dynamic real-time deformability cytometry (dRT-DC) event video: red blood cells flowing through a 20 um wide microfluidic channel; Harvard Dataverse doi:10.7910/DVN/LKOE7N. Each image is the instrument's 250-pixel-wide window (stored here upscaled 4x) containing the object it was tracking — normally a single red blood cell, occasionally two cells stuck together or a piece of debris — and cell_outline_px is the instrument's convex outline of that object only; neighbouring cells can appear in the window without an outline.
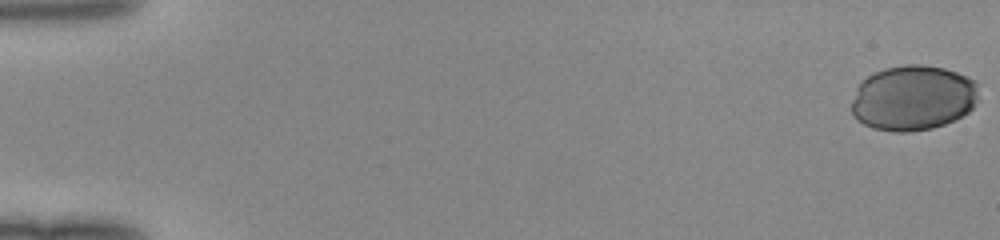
{"species": "human", "species_latin": "Homo sapiens", "temperature_condition": "room temperature", "stored_images_in_passage": 50, "camera_frame_rate_fps": 3000, "um_per_image_px": 0.085, "donor": {"sex": "female"}, "frame": {"image": 1, "passage_image": 1, "time_ms": 0.0, "image_size_px": [1000, 240], "cell_outline_px": [[980, 100], [968, 112], [944, 124], [932, 128], [908, 132], [892, 132], [872, 128], [856, 120], [852, 116], [852, 100], [856, 88], [860, 80], [884, 68], [904, 64], [920, 64], [944, 68], [968, 76], [976, 80]], "centroid_in_image_um": [77.61, 8.32], "position_along_channel_um": 7.4, "area_um2": 48.96}}
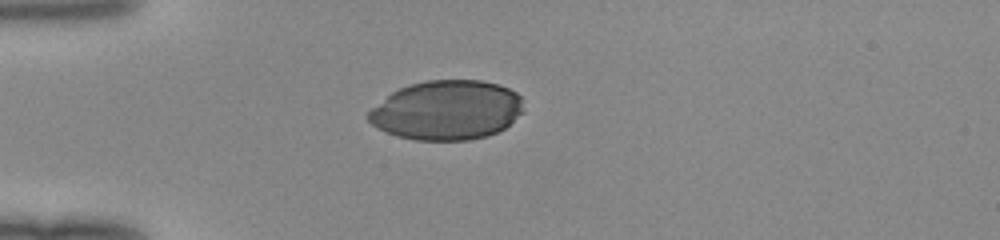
{"frame": {"image": 2, "passage_image": 15, "time_ms": 4.667, "image_size_px": [1000, 240], "cell_outline_px": [[524, 112], [504, 128], [496, 132], [484, 136], [468, 140], [416, 140], [396, 136], [372, 124], [368, 120], [368, 112], [372, 108], [392, 92], [408, 84], [428, 80], [480, 80], [496, 84], [508, 88], [516, 92], [520, 96]], "centroid_in_image_um": [37.99, 9.36], "position_along_channel_um": 47.0, "area_um2": 53.47}}